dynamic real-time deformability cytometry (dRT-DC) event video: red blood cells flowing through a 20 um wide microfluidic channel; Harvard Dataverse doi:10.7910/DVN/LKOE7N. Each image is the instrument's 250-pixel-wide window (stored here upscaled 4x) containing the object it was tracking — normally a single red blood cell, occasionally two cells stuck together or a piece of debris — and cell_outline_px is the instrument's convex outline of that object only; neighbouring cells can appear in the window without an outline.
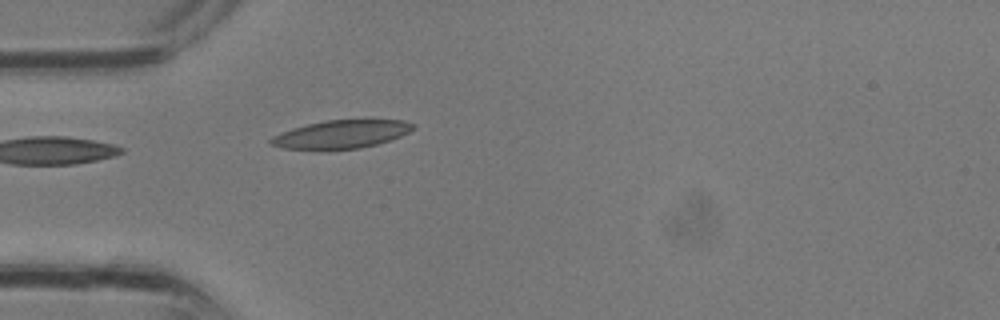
{"species": "common noctule bat (a hibernating species)", "species_latin": "Nyctalus noctula", "temperature_condition": "room temperature", "stored_images_in_passage": 2, "camera_frame_rate_fps": 3000, "um_per_image_px": 0.085, "animal": {"sex": "male", "body_mass_g": 13.3}, "frame": {"image": 1, "passage_image": 2, "time_ms": 0.333, "image_size_px": [1000, 320], "cell_outline_px": [[416, 128], [400, 136], [376, 144], [360, 148], [284, 148], [272, 144], [268, 140], [272, 136], [280, 132], [292, 128], [308, 124], [328, 120], [404, 120], [416, 124]], "centroid_in_image_um": [29.04, 11.38], "position_along_channel_um": 56.0, "area_um2": 22.77}}